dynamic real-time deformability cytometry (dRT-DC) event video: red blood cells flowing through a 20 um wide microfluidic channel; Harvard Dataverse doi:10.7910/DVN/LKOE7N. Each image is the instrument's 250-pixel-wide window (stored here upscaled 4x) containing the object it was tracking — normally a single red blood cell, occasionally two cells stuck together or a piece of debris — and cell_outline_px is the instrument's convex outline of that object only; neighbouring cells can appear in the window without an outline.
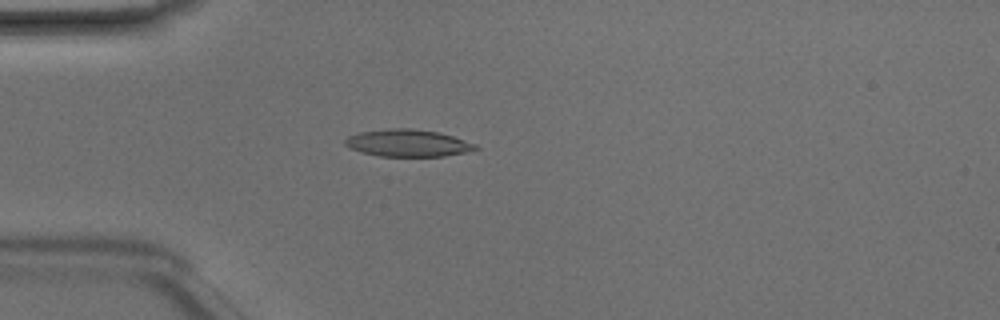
{"species": "Egyptian fruit bat (a non-hibernating species)", "species_latin": "Rousettus aegyptiacus", "temperature_condition": "room temperature", "stored_images_in_passage": 47, "camera_frame_rate_fps": 3000, "um_per_image_px": 0.085, "animal": {"sex": "male"}, "frame": {"image": 1, "passage_image": 12, "time_ms": 3.667, "image_size_px": [1000, 320], "cell_outline_px": [[480, 148], [464, 152], [444, 156], [380, 156], [360, 152], [344, 144], [344, 140], [348, 136], [360, 132], [392, 128], [408, 128], [436, 132], [452, 136], [476, 144]], "centroid_in_image_um": [34.64, 12.16], "position_along_channel_um": 50.4, "area_um2": 20.35}}
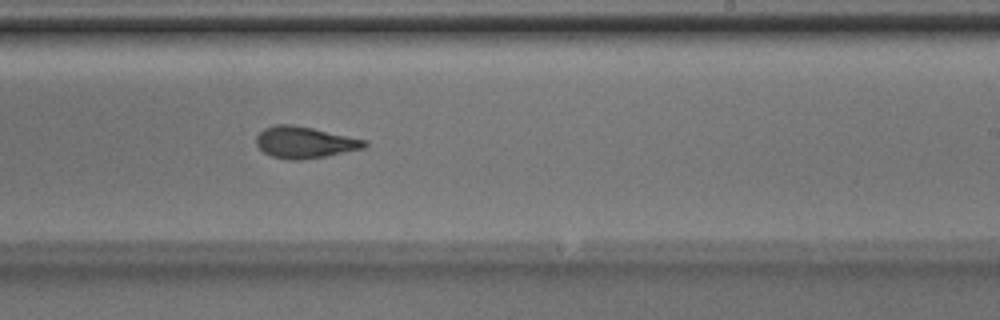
{"frame": {"image": 2, "passage_image": 28, "time_ms": 9.0, "image_size_px": [1000, 320], "cell_outline_px": [[368, 144], [364, 148], [324, 156], [300, 160], [288, 160], [272, 156], [264, 152], [256, 144], [256, 136], [264, 128], [276, 124], [292, 124], [312, 128], [368, 140]], "centroid_in_image_um": [25.89, 12.09], "position_along_channel_um": 263.1, "area_um2": 19.83}}
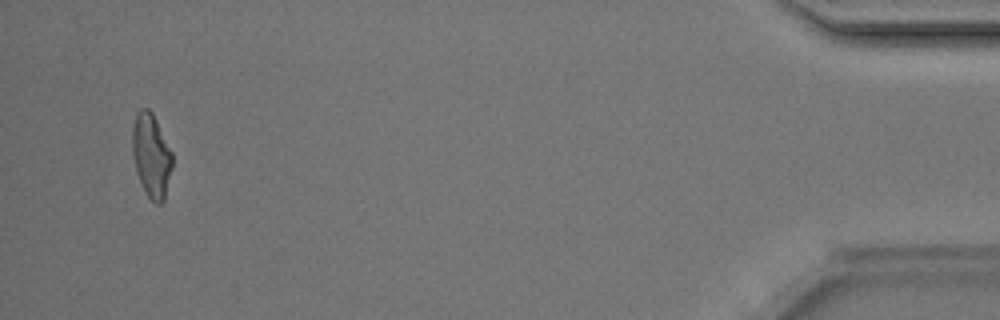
{"frame": {"image": 3, "passage_image": 45, "time_ms": 14.667, "image_size_px": [1000, 320], "cell_outline_px": [[172, 168], [164, 200], [160, 204], [156, 204], [144, 192], [136, 172], [132, 152], [132, 128], [136, 112], [140, 108], [148, 108], [152, 112], [172, 152]], "centroid_in_image_um": [12.85, 13.21], "position_along_channel_um": 422.4, "area_um2": 19.59}, "authors_computed_cell_mechanics": {"area_um2": 19.8254, "velocity_mm_per_s": 4.2157, "shape_relaxation_time_tau1_ms": 3.1297, "shape_relaxation_time_tau2_ms": 1.7861, "deformation_change_tau1": 0.1654, "deformation_change_tau2": 0.0951}}